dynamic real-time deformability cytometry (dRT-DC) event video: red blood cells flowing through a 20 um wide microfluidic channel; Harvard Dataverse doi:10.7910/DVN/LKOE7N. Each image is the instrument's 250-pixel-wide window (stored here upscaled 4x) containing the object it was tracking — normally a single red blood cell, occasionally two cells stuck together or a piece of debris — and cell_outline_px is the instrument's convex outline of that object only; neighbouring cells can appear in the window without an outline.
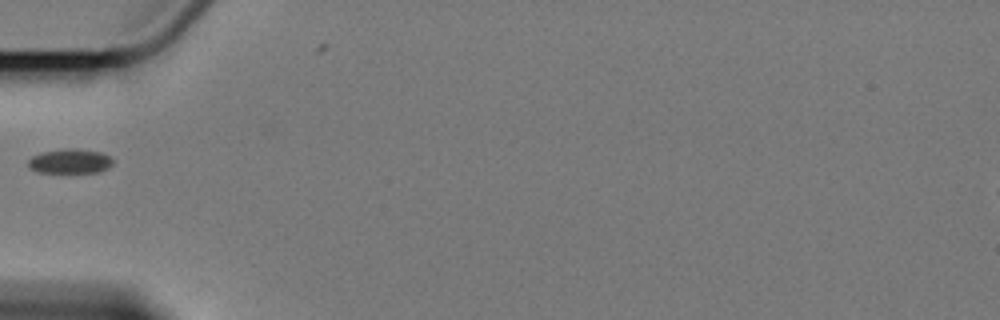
{"species": "Egyptian fruit bat (a non-hibernating species)", "species_latin": "Rousettus aegyptiacus", "temperature_condition": "cold", "stored_images_in_passage": 2, "camera_frame_rate_fps": 3000, "um_per_image_px": 0.085, "animal": {"sex": "female"}, "frame": {"image": 1, "passage_image": 2, "time_ms": 1.667, "image_size_px": [1000, 320], "cell_outline_px": [[112, 164], [108, 168], [100, 172], [36, 172], [28, 168], [28, 160], [32, 156], [40, 152], [60, 148], [76, 148], [100, 152], [108, 156], [112, 160]], "centroid_in_image_um": [5.9, 13.69], "position_along_channel_um": 79.1, "area_um2": 12.25}}